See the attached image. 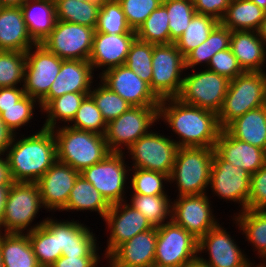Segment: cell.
Here are the masks:
<instances>
[{"mask_svg": "<svg viewBox=\"0 0 266 267\" xmlns=\"http://www.w3.org/2000/svg\"><path fill=\"white\" fill-rule=\"evenodd\" d=\"M158 120L165 122L177 135L178 148H215L222 128L217 113L185 104L178 98L160 100Z\"/></svg>", "mask_w": 266, "mask_h": 267, "instance_id": "obj_1", "label": "cell"}, {"mask_svg": "<svg viewBox=\"0 0 266 267\" xmlns=\"http://www.w3.org/2000/svg\"><path fill=\"white\" fill-rule=\"evenodd\" d=\"M14 135L5 156L13 182L36 183L57 161L52 129L41 127L30 136Z\"/></svg>", "mask_w": 266, "mask_h": 267, "instance_id": "obj_2", "label": "cell"}, {"mask_svg": "<svg viewBox=\"0 0 266 267\" xmlns=\"http://www.w3.org/2000/svg\"><path fill=\"white\" fill-rule=\"evenodd\" d=\"M56 140L57 160L82 172L109 153L105 135L79 130L68 125L52 129Z\"/></svg>", "mask_w": 266, "mask_h": 267, "instance_id": "obj_3", "label": "cell"}, {"mask_svg": "<svg viewBox=\"0 0 266 267\" xmlns=\"http://www.w3.org/2000/svg\"><path fill=\"white\" fill-rule=\"evenodd\" d=\"M214 151V148H178L169 176V184L175 182L177 196L206 194L209 191Z\"/></svg>", "mask_w": 266, "mask_h": 267, "instance_id": "obj_4", "label": "cell"}, {"mask_svg": "<svg viewBox=\"0 0 266 267\" xmlns=\"http://www.w3.org/2000/svg\"><path fill=\"white\" fill-rule=\"evenodd\" d=\"M266 105V72L245 71L230 80L218 121L224 129L249 110Z\"/></svg>", "mask_w": 266, "mask_h": 267, "instance_id": "obj_5", "label": "cell"}, {"mask_svg": "<svg viewBox=\"0 0 266 267\" xmlns=\"http://www.w3.org/2000/svg\"><path fill=\"white\" fill-rule=\"evenodd\" d=\"M41 208L44 209L37 183L13 182L8 192L0 232L27 233L40 227L45 219L35 225L31 224Z\"/></svg>", "mask_w": 266, "mask_h": 267, "instance_id": "obj_6", "label": "cell"}, {"mask_svg": "<svg viewBox=\"0 0 266 267\" xmlns=\"http://www.w3.org/2000/svg\"><path fill=\"white\" fill-rule=\"evenodd\" d=\"M157 121L158 106H131L107 124L105 139L108 149L125 153L140 137L149 133Z\"/></svg>", "mask_w": 266, "mask_h": 267, "instance_id": "obj_7", "label": "cell"}, {"mask_svg": "<svg viewBox=\"0 0 266 267\" xmlns=\"http://www.w3.org/2000/svg\"><path fill=\"white\" fill-rule=\"evenodd\" d=\"M197 70V71H196ZM192 69L185 73L180 94L176 97L181 102L204 108L218 114L230 80L208 69Z\"/></svg>", "mask_w": 266, "mask_h": 267, "instance_id": "obj_8", "label": "cell"}, {"mask_svg": "<svg viewBox=\"0 0 266 267\" xmlns=\"http://www.w3.org/2000/svg\"><path fill=\"white\" fill-rule=\"evenodd\" d=\"M125 160L124 152H110L102 161L80 172L110 205L127 201L125 193L128 191L125 189L130 188L127 186L130 166Z\"/></svg>", "mask_w": 266, "mask_h": 267, "instance_id": "obj_9", "label": "cell"}, {"mask_svg": "<svg viewBox=\"0 0 266 267\" xmlns=\"http://www.w3.org/2000/svg\"><path fill=\"white\" fill-rule=\"evenodd\" d=\"M185 72V57L175 43L153 44L152 81L149 86L160 100L176 98L180 94Z\"/></svg>", "mask_w": 266, "mask_h": 267, "instance_id": "obj_10", "label": "cell"}, {"mask_svg": "<svg viewBox=\"0 0 266 267\" xmlns=\"http://www.w3.org/2000/svg\"><path fill=\"white\" fill-rule=\"evenodd\" d=\"M198 239L172 220L157 227L154 267H184L198 256Z\"/></svg>", "mask_w": 266, "mask_h": 267, "instance_id": "obj_11", "label": "cell"}, {"mask_svg": "<svg viewBox=\"0 0 266 267\" xmlns=\"http://www.w3.org/2000/svg\"><path fill=\"white\" fill-rule=\"evenodd\" d=\"M178 146L171 136L157 131L140 137L126 151L132 159L130 168L157 171L170 176Z\"/></svg>", "mask_w": 266, "mask_h": 267, "instance_id": "obj_12", "label": "cell"}, {"mask_svg": "<svg viewBox=\"0 0 266 267\" xmlns=\"http://www.w3.org/2000/svg\"><path fill=\"white\" fill-rule=\"evenodd\" d=\"M63 59L42 44L26 51L24 92L40 102L48 93L61 69Z\"/></svg>", "mask_w": 266, "mask_h": 267, "instance_id": "obj_13", "label": "cell"}, {"mask_svg": "<svg viewBox=\"0 0 266 267\" xmlns=\"http://www.w3.org/2000/svg\"><path fill=\"white\" fill-rule=\"evenodd\" d=\"M94 32L91 27L57 20L54 29L41 44L63 60L88 61Z\"/></svg>", "mask_w": 266, "mask_h": 267, "instance_id": "obj_14", "label": "cell"}, {"mask_svg": "<svg viewBox=\"0 0 266 267\" xmlns=\"http://www.w3.org/2000/svg\"><path fill=\"white\" fill-rule=\"evenodd\" d=\"M206 194L177 196L171 201V220L190 232L195 238L204 236L220 222Z\"/></svg>", "mask_w": 266, "mask_h": 267, "instance_id": "obj_15", "label": "cell"}, {"mask_svg": "<svg viewBox=\"0 0 266 267\" xmlns=\"http://www.w3.org/2000/svg\"><path fill=\"white\" fill-rule=\"evenodd\" d=\"M226 230L219 223L200 237L197 247L198 257L211 267H252L254 261L248 259V255L242 248L240 249L234 236L231 237ZM204 252L208 254L209 259L203 258Z\"/></svg>", "mask_w": 266, "mask_h": 267, "instance_id": "obj_16", "label": "cell"}, {"mask_svg": "<svg viewBox=\"0 0 266 267\" xmlns=\"http://www.w3.org/2000/svg\"><path fill=\"white\" fill-rule=\"evenodd\" d=\"M250 174L241 167L224 161L215 151L212 160L209 188L224 201L240 204L238 212L247 209L250 194Z\"/></svg>", "mask_w": 266, "mask_h": 267, "instance_id": "obj_17", "label": "cell"}, {"mask_svg": "<svg viewBox=\"0 0 266 267\" xmlns=\"http://www.w3.org/2000/svg\"><path fill=\"white\" fill-rule=\"evenodd\" d=\"M103 221L107 232L110 231L105 252L101 253L105 260L119 245L153 228L147 218L127 201L111 205Z\"/></svg>", "mask_w": 266, "mask_h": 267, "instance_id": "obj_18", "label": "cell"}, {"mask_svg": "<svg viewBox=\"0 0 266 267\" xmlns=\"http://www.w3.org/2000/svg\"><path fill=\"white\" fill-rule=\"evenodd\" d=\"M44 224L57 236L58 250L63 256H101L96 235L85 223L51 216L45 218Z\"/></svg>", "mask_w": 266, "mask_h": 267, "instance_id": "obj_19", "label": "cell"}, {"mask_svg": "<svg viewBox=\"0 0 266 267\" xmlns=\"http://www.w3.org/2000/svg\"><path fill=\"white\" fill-rule=\"evenodd\" d=\"M98 78L131 106H159L160 104V99L150 89L149 84L126 65L111 68Z\"/></svg>", "mask_w": 266, "mask_h": 267, "instance_id": "obj_20", "label": "cell"}, {"mask_svg": "<svg viewBox=\"0 0 266 267\" xmlns=\"http://www.w3.org/2000/svg\"><path fill=\"white\" fill-rule=\"evenodd\" d=\"M79 175L80 172L58 160L45 172L36 183L46 211L62 212Z\"/></svg>", "mask_w": 266, "mask_h": 267, "instance_id": "obj_21", "label": "cell"}, {"mask_svg": "<svg viewBox=\"0 0 266 267\" xmlns=\"http://www.w3.org/2000/svg\"><path fill=\"white\" fill-rule=\"evenodd\" d=\"M94 70L85 60H63L60 72L51 85L49 93L39 102L40 111L54 99L66 93H90L94 84Z\"/></svg>", "mask_w": 266, "mask_h": 267, "instance_id": "obj_22", "label": "cell"}, {"mask_svg": "<svg viewBox=\"0 0 266 267\" xmlns=\"http://www.w3.org/2000/svg\"><path fill=\"white\" fill-rule=\"evenodd\" d=\"M136 38V34L94 32L88 61L95 72L97 68L102 71L98 77L111 68L125 64L130 47Z\"/></svg>", "mask_w": 266, "mask_h": 267, "instance_id": "obj_23", "label": "cell"}, {"mask_svg": "<svg viewBox=\"0 0 266 267\" xmlns=\"http://www.w3.org/2000/svg\"><path fill=\"white\" fill-rule=\"evenodd\" d=\"M157 227L119 245L106 259L108 267H154Z\"/></svg>", "mask_w": 266, "mask_h": 267, "instance_id": "obj_24", "label": "cell"}, {"mask_svg": "<svg viewBox=\"0 0 266 267\" xmlns=\"http://www.w3.org/2000/svg\"><path fill=\"white\" fill-rule=\"evenodd\" d=\"M214 149L224 161L241 167L250 175L266 164L265 150L234 138L225 129L219 134Z\"/></svg>", "mask_w": 266, "mask_h": 267, "instance_id": "obj_25", "label": "cell"}, {"mask_svg": "<svg viewBox=\"0 0 266 267\" xmlns=\"http://www.w3.org/2000/svg\"><path fill=\"white\" fill-rule=\"evenodd\" d=\"M229 47L244 72H265L266 45L258 31H231Z\"/></svg>", "mask_w": 266, "mask_h": 267, "instance_id": "obj_26", "label": "cell"}, {"mask_svg": "<svg viewBox=\"0 0 266 267\" xmlns=\"http://www.w3.org/2000/svg\"><path fill=\"white\" fill-rule=\"evenodd\" d=\"M35 44L27 31L21 8L0 6V51L26 52Z\"/></svg>", "mask_w": 266, "mask_h": 267, "instance_id": "obj_27", "label": "cell"}, {"mask_svg": "<svg viewBox=\"0 0 266 267\" xmlns=\"http://www.w3.org/2000/svg\"><path fill=\"white\" fill-rule=\"evenodd\" d=\"M20 8L30 37L36 44H41L57 21L55 1L26 0Z\"/></svg>", "mask_w": 266, "mask_h": 267, "instance_id": "obj_28", "label": "cell"}, {"mask_svg": "<svg viewBox=\"0 0 266 267\" xmlns=\"http://www.w3.org/2000/svg\"><path fill=\"white\" fill-rule=\"evenodd\" d=\"M224 129L234 138L266 151V105L249 110Z\"/></svg>", "mask_w": 266, "mask_h": 267, "instance_id": "obj_29", "label": "cell"}, {"mask_svg": "<svg viewBox=\"0 0 266 267\" xmlns=\"http://www.w3.org/2000/svg\"><path fill=\"white\" fill-rule=\"evenodd\" d=\"M3 267H41L33 253L27 233H1Z\"/></svg>", "mask_w": 266, "mask_h": 267, "instance_id": "obj_30", "label": "cell"}, {"mask_svg": "<svg viewBox=\"0 0 266 267\" xmlns=\"http://www.w3.org/2000/svg\"><path fill=\"white\" fill-rule=\"evenodd\" d=\"M110 207L111 205L105 200L102 194L80 174L74 183L68 202L62 211H95L104 219Z\"/></svg>", "mask_w": 266, "mask_h": 267, "instance_id": "obj_31", "label": "cell"}, {"mask_svg": "<svg viewBox=\"0 0 266 267\" xmlns=\"http://www.w3.org/2000/svg\"><path fill=\"white\" fill-rule=\"evenodd\" d=\"M234 215L231 219L236 228L244 234L245 241L252 245L253 252L259 254L258 258L266 262V210L246 209Z\"/></svg>", "mask_w": 266, "mask_h": 267, "instance_id": "obj_32", "label": "cell"}, {"mask_svg": "<svg viewBox=\"0 0 266 267\" xmlns=\"http://www.w3.org/2000/svg\"><path fill=\"white\" fill-rule=\"evenodd\" d=\"M265 13L249 0H231L220 23L230 31H258Z\"/></svg>", "mask_w": 266, "mask_h": 267, "instance_id": "obj_33", "label": "cell"}, {"mask_svg": "<svg viewBox=\"0 0 266 267\" xmlns=\"http://www.w3.org/2000/svg\"><path fill=\"white\" fill-rule=\"evenodd\" d=\"M231 31L219 23L209 34V37L201 45L197 46L185 57L186 70L196 69L202 65L206 68L211 58L219 51L230 46Z\"/></svg>", "mask_w": 266, "mask_h": 267, "instance_id": "obj_34", "label": "cell"}, {"mask_svg": "<svg viewBox=\"0 0 266 267\" xmlns=\"http://www.w3.org/2000/svg\"><path fill=\"white\" fill-rule=\"evenodd\" d=\"M56 18L96 29L102 1L54 0Z\"/></svg>", "mask_w": 266, "mask_h": 267, "instance_id": "obj_35", "label": "cell"}, {"mask_svg": "<svg viewBox=\"0 0 266 267\" xmlns=\"http://www.w3.org/2000/svg\"><path fill=\"white\" fill-rule=\"evenodd\" d=\"M87 95L89 93L73 92L54 98L41 112V114H46H44L46 117L42 127L54 129L62 122L64 123L63 125L70 124Z\"/></svg>", "mask_w": 266, "mask_h": 267, "instance_id": "obj_36", "label": "cell"}, {"mask_svg": "<svg viewBox=\"0 0 266 267\" xmlns=\"http://www.w3.org/2000/svg\"><path fill=\"white\" fill-rule=\"evenodd\" d=\"M130 202L134 209L140 211L153 227H160L171 220V201L168 195L131 194Z\"/></svg>", "mask_w": 266, "mask_h": 267, "instance_id": "obj_37", "label": "cell"}, {"mask_svg": "<svg viewBox=\"0 0 266 267\" xmlns=\"http://www.w3.org/2000/svg\"><path fill=\"white\" fill-rule=\"evenodd\" d=\"M219 23L212 16L195 13L184 33L174 43L181 54L186 57L207 40L209 34Z\"/></svg>", "mask_w": 266, "mask_h": 267, "instance_id": "obj_38", "label": "cell"}, {"mask_svg": "<svg viewBox=\"0 0 266 267\" xmlns=\"http://www.w3.org/2000/svg\"><path fill=\"white\" fill-rule=\"evenodd\" d=\"M27 234L41 267H50L62 256V251L58 250L57 236L44 223Z\"/></svg>", "mask_w": 266, "mask_h": 267, "instance_id": "obj_39", "label": "cell"}, {"mask_svg": "<svg viewBox=\"0 0 266 267\" xmlns=\"http://www.w3.org/2000/svg\"><path fill=\"white\" fill-rule=\"evenodd\" d=\"M137 39L150 44H170L169 17L161 4L136 31Z\"/></svg>", "mask_w": 266, "mask_h": 267, "instance_id": "obj_40", "label": "cell"}, {"mask_svg": "<svg viewBox=\"0 0 266 267\" xmlns=\"http://www.w3.org/2000/svg\"><path fill=\"white\" fill-rule=\"evenodd\" d=\"M95 32L136 34V31L129 27L118 0H102Z\"/></svg>", "mask_w": 266, "mask_h": 267, "instance_id": "obj_41", "label": "cell"}, {"mask_svg": "<svg viewBox=\"0 0 266 267\" xmlns=\"http://www.w3.org/2000/svg\"><path fill=\"white\" fill-rule=\"evenodd\" d=\"M133 172V173H132ZM132 174V175H131ZM130 184L132 194L138 195H168L165 183L168 184L169 176L140 168H130Z\"/></svg>", "mask_w": 266, "mask_h": 267, "instance_id": "obj_42", "label": "cell"}, {"mask_svg": "<svg viewBox=\"0 0 266 267\" xmlns=\"http://www.w3.org/2000/svg\"><path fill=\"white\" fill-rule=\"evenodd\" d=\"M96 85L97 84L92 86L89 95L93 98L107 124L131 107L126 100L117 93L111 91L101 81L97 86Z\"/></svg>", "mask_w": 266, "mask_h": 267, "instance_id": "obj_43", "label": "cell"}, {"mask_svg": "<svg viewBox=\"0 0 266 267\" xmlns=\"http://www.w3.org/2000/svg\"><path fill=\"white\" fill-rule=\"evenodd\" d=\"M38 105H40V103L35 98L25 94L14 106L10 108H0V117L13 135H16L19 134L20 128L26 127L28 123L30 124V122H32L31 120L34 117L35 108L40 107Z\"/></svg>", "mask_w": 266, "mask_h": 267, "instance_id": "obj_44", "label": "cell"}, {"mask_svg": "<svg viewBox=\"0 0 266 267\" xmlns=\"http://www.w3.org/2000/svg\"><path fill=\"white\" fill-rule=\"evenodd\" d=\"M25 65L26 52L0 51V87L23 86Z\"/></svg>", "mask_w": 266, "mask_h": 267, "instance_id": "obj_45", "label": "cell"}, {"mask_svg": "<svg viewBox=\"0 0 266 267\" xmlns=\"http://www.w3.org/2000/svg\"><path fill=\"white\" fill-rule=\"evenodd\" d=\"M169 17L170 43H174L188 27L196 13L191 0H163Z\"/></svg>", "mask_w": 266, "mask_h": 267, "instance_id": "obj_46", "label": "cell"}, {"mask_svg": "<svg viewBox=\"0 0 266 267\" xmlns=\"http://www.w3.org/2000/svg\"><path fill=\"white\" fill-rule=\"evenodd\" d=\"M68 126L105 135L107 123L96 106L93 98L87 95Z\"/></svg>", "mask_w": 266, "mask_h": 267, "instance_id": "obj_47", "label": "cell"}, {"mask_svg": "<svg viewBox=\"0 0 266 267\" xmlns=\"http://www.w3.org/2000/svg\"><path fill=\"white\" fill-rule=\"evenodd\" d=\"M152 53L153 44L136 38L124 64L149 85L152 81Z\"/></svg>", "mask_w": 266, "mask_h": 267, "instance_id": "obj_48", "label": "cell"}, {"mask_svg": "<svg viewBox=\"0 0 266 267\" xmlns=\"http://www.w3.org/2000/svg\"><path fill=\"white\" fill-rule=\"evenodd\" d=\"M122 6L126 21L133 31H137L149 15L163 0H118Z\"/></svg>", "mask_w": 266, "mask_h": 267, "instance_id": "obj_49", "label": "cell"}, {"mask_svg": "<svg viewBox=\"0 0 266 267\" xmlns=\"http://www.w3.org/2000/svg\"><path fill=\"white\" fill-rule=\"evenodd\" d=\"M206 69L227 77L229 80L235 79L244 71L239 66L236 57L230 47L217 52L210 60Z\"/></svg>", "mask_w": 266, "mask_h": 267, "instance_id": "obj_50", "label": "cell"}, {"mask_svg": "<svg viewBox=\"0 0 266 267\" xmlns=\"http://www.w3.org/2000/svg\"><path fill=\"white\" fill-rule=\"evenodd\" d=\"M247 209L266 210V164L250 176Z\"/></svg>", "mask_w": 266, "mask_h": 267, "instance_id": "obj_51", "label": "cell"}, {"mask_svg": "<svg viewBox=\"0 0 266 267\" xmlns=\"http://www.w3.org/2000/svg\"><path fill=\"white\" fill-rule=\"evenodd\" d=\"M231 0H191L196 13L212 16L219 22L227 12Z\"/></svg>", "mask_w": 266, "mask_h": 267, "instance_id": "obj_52", "label": "cell"}, {"mask_svg": "<svg viewBox=\"0 0 266 267\" xmlns=\"http://www.w3.org/2000/svg\"><path fill=\"white\" fill-rule=\"evenodd\" d=\"M101 256H60L50 267H99Z\"/></svg>", "mask_w": 266, "mask_h": 267, "instance_id": "obj_53", "label": "cell"}, {"mask_svg": "<svg viewBox=\"0 0 266 267\" xmlns=\"http://www.w3.org/2000/svg\"><path fill=\"white\" fill-rule=\"evenodd\" d=\"M25 95L23 86L0 87V108H10Z\"/></svg>", "mask_w": 266, "mask_h": 267, "instance_id": "obj_54", "label": "cell"}, {"mask_svg": "<svg viewBox=\"0 0 266 267\" xmlns=\"http://www.w3.org/2000/svg\"><path fill=\"white\" fill-rule=\"evenodd\" d=\"M13 136V133L7 128L0 117V155H5Z\"/></svg>", "mask_w": 266, "mask_h": 267, "instance_id": "obj_55", "label": "cell"}, {"mask_svg": "<svg viewBox=\"0 0 266 267\" xmlns=\"http://www.w3.org/2000/svg\"><path fill=\"white\" fill-rule=\"evenodd\" d=\"M5 155H0V185H12L9 166Z\"/></svg>", "mask_w": 266, "mask_h": 267, "instance_id": "obj_56", "label": "cell"}, {"mask_svg": "<svg viewBox=\"0 0 266 267\" xmlns=\"http://www.w3.org/2000/svg\"><path fill=\"white\" fill-rule=\"evenodd\" d=\"M11 185H0V224L4 218L5 204Z\"/></svg>", "mask_w": 266, "mask_h": 267, "instance_id": "obj_57", "label": "cell"}, {"mask_svg": "<svg viewBox=\"0 0 266 267\" xmlns=\"http://www.w3.org/2000/svg\"><path fill=\"white\" fill-rule=\"evenodd\" d=\"M186 267H211L208 263L201 260L198 256L189 262Z\"/></svg>", "mask_w": 266, "mask_h": 267, "instance_id": "obj_58", "label": "cell"}, {"mask_svg": "<svg viewBox=\"0 0 266 267\" xmlns=\"http://www.w3.org/2000/svg\"><path fill=\"white\" fill-rule=\"evenodd\" d=\"M26 0H0V6L20 7Z\"/></svg>", "mask_w": 266, "mask_h": 267, "instance_id": "obj_59", "label": "cell"}, {"mask_svg": "<svg viewBox=\"0 0 266 267\" xmlns=\"http://www.w3.org/2000/svg\"><path fill=\"white\" fill-rule=\"evenodd\" d=\"M259 37L262 39V41L266 45V13L264 16V19L262 20L261 26L258 30Z\"/></svg>", "mask_w": 266, "mask_h": 267, "instance_id": "obj_60", "label": "cell"}, {"mask_svg": "<svg viewBox=\"0 0 266 267\" xmlns=\"http://www.w3.org/2000/svg\"><path fill=\"white\" fill-rule=\"evenodd\" d=\"M249 1L254 2L261 9H263L264 11H266V0H249Z\"/></svg>", "mask_w": 266, "mask_h": 267, "instance_id": "obj_61", "label": "cell"}, {"mask_svg": "<svg viewBox=\"0 0 266 267\" xmlns=\"http://www.w3.org/2000/svg\"><path fill=\"white\" fill-rule=\"evenodd\" d=\"M0 267H3L1 251H0Z\"/></svg>", "mask_w": 266, "mask_h": 267, "instance_id": "obj_62", "label": "cell"}, {"mask_svg": "<svg viewBox=\"0 0 266 267\" xmlns=\"http://www.w3.org/2000/svg\"><path fill=\"white\" fill-rule=\"evenodd\" d=\"M77 1L86 2V1H102V0H77Z\"/></svg>", "mask_w": 266, "mask_h": 267, "instance_id": "obj_63", "label": "cell"}, {"mask_svg": "<svg viewBox=\"0 0 266 267\" xmlns=\"http://www.w3.org/2000/svg\"><path fill=\"white\" fill-rule=\"evenodd\" d=\"M252 267H264L262 264L253 265Z\"/></svg>", "mask_w": 266, "mask_h": 267, "instance_id": "obj_64", "label": "cell"}, {"mask_svg": "<svg viewBox=\"0 0 266 267\" xmlns=\"http://www.w3.org/2000/svg\"><path fill=\"white\" fill-rule=\"evenodd\" d=\"M258 264H262L264 267H266V262H264V263H258Z\"/></svg>", "mask_w": 266, "mask_h": 267, "instance_id": "obj_65", "label": "cell"}]
</instances>
